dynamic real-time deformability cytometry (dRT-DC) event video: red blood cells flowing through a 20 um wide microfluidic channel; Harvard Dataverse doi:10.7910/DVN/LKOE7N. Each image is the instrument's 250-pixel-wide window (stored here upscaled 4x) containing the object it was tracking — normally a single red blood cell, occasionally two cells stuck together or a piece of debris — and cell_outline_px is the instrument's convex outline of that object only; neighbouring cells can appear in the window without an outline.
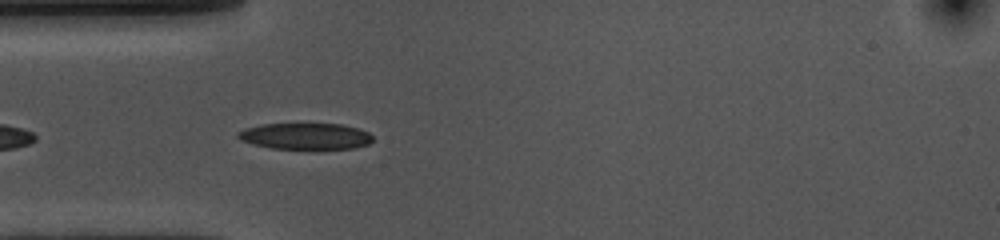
{"species": "common noctule bat (a hibernating species)", "species_latin": "Nyctalus noctula", "temperature_condition": "cold", "stored_images_in_passage": 8, "camera_frame_rate_fps": 3000, "um_per_image_px": 0.085, "animal": {"sex": "female", "body_mass_g": 10.0, "forearm_length_mm": 53.1}, "frame": {"image": 1, "passage_image": 4, "time_ms": 1.0, "image_size_px": [1000, 240], "cell_outline_px": [[372, 140], [368, 144], [356, 148], [316, 152], [272, 148], [252, 144], [240, 140], [236, 136], [236, 132], [244, 128], [260, 124], [340, 124], [360, 128], [368, 132], [372, 136]], "centroid_in_image_um": [25.97, 11.63], "position_along_channel_um": 59.0, "area_um2": 21.85}}